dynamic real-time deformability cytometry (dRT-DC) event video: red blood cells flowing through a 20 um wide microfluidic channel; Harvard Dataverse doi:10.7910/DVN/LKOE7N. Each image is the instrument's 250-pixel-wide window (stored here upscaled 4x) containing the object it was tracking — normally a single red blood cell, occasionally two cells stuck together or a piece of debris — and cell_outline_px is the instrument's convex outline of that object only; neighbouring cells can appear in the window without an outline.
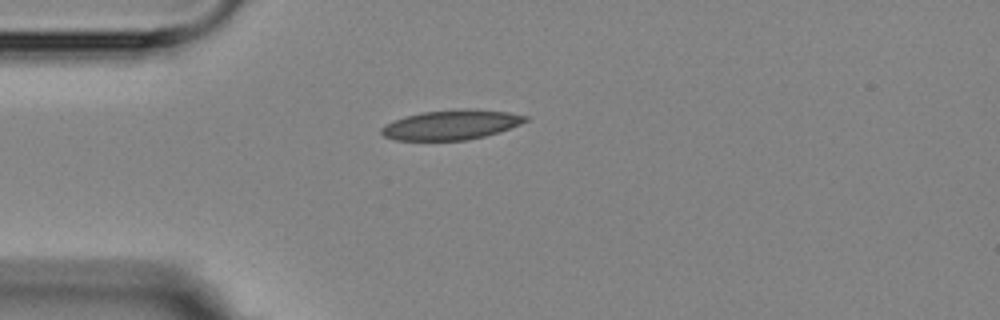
{"species": "Egyptian fruit bat (a non-hibernating species)", "species_latin": "Rousettus aegyptiacus", "temperature_condition": "room temperature", "stored_images_in_passage": 1, "camera_frame_rate_fps": 3000, "um_per_image_px": 0.085, "animal": {"sex": "female"}, "frame": {"image": 1, "passage_image": 1, "time_ms": 0.0, "image_size_px": [1000, 320], "cell_outline_px": [[528, 120], [520, 124], [484, 136], [464, 140], [396, 140], [384, 136], [380, 132], [380, 128], [384, 124], [392, 120], [404, 116], [420, 112], [468, 108], [508, 112], [528, 116]], "centroid_in_image_um": [38.29, 10.59], "position_along_channel_um": 46.7, "area_um2": 24.91}}